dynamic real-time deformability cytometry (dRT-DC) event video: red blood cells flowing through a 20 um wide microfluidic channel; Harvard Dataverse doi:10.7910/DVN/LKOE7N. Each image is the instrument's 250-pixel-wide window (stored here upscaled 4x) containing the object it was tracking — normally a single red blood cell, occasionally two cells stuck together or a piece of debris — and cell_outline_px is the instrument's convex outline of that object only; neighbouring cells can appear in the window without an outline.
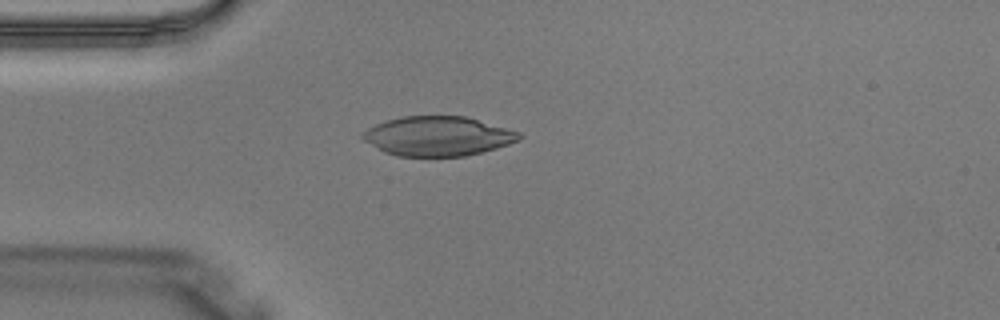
{"species": "Egyptian fruit bat (a non-hibernating species)", "species_latin": "Rousettus aegyptiacus", "temperature_condition": "warm", "stored_images_in_passage": 3, "camera_frame_rate_fps": 3000, "um_per_image_px": 0.085, "animal": {"sex": "male"}, "frame": {"image": 1, "passage_image": 3, "time_ms": 0.667, "image_size_px": [1000, 320], "cell_outline_px": [[524, 136], [520, 140], [496, 148], [464, 156], [396, 156], [384, 152], [376, 148], [364, 140], [360, 136], [360, 132], [376, 124], [388, 120], [404, 116], [464, 116], [520, 132]], "centroid_in_image_um": [37.19, 11.57], "position_along_channel_um": 47.8, "area_um2": 35.89}}